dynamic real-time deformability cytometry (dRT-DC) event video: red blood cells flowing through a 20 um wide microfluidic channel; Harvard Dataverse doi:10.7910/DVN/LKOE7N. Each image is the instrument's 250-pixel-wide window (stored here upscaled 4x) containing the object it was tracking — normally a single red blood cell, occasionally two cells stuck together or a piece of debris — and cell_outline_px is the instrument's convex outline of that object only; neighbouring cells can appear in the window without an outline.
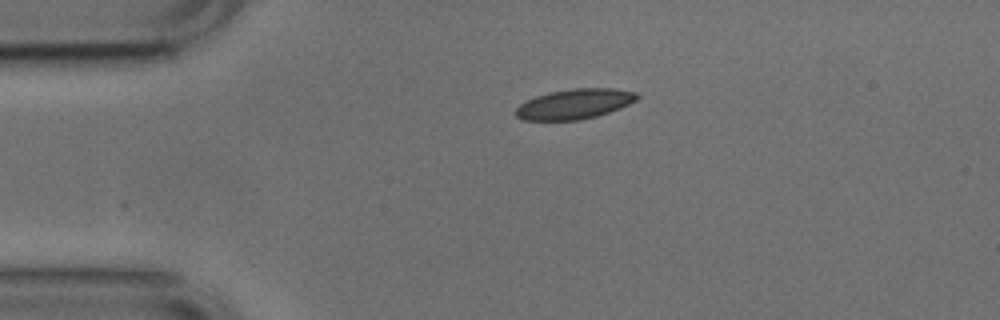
{"species": "common noctule bat (a hibernating species)", "species_latin": "Nyctalus noctula", "temperature_condition": "cold", "stored_images_in_passage": 43, "camera_frame_rate_fps": 3000, "um_per_image_px": 0.085, "animal": {"sex": "male", "body_mass_g": 17.9, "forearm_length_mm": 54.2}, "frame": {"image": 1, "passage_image": 1, "time_ms": 0.0, "image_size_px": [1000, 320], "cell_outline_px": [[640, 96], [636, 100], [620, 108], [596, 116], [580, 120], [524, 120], [516, 116], [516, 108], [520, 104], [536, 96], [552, 92], [572, 88], [612, 88], [636, 92]], "centroid_in_image_um": [48.85, 8.84], "position_along_channel_um": 36.1, "area_um2": 21.04}}
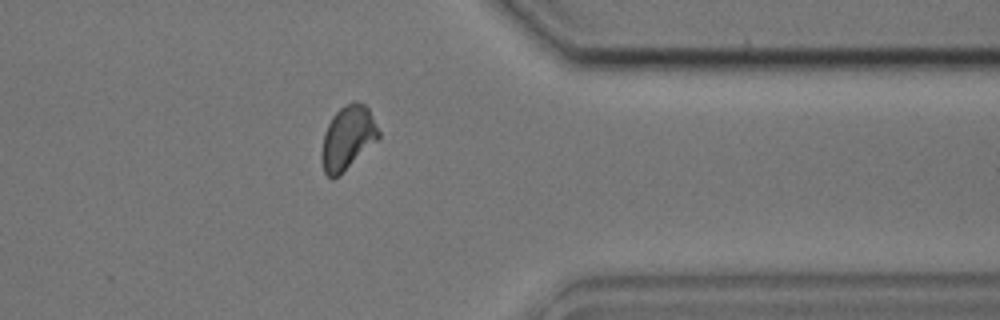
{"frame": {"image": 2, "passage_image": 32, "time_ms": 10.333, "image_size_px": [1000, 320], "cell_outline_px": [[380, 136], [376, 140], [332, 180], [324, 172], [320, 156], [324, 132], [332, 116], [344, 104], [352, 100], [356, 100], [364, 104], [368, 108], [380, 132]], "centroid_in_image_um": [29.52, 11.65], "position_along_channel_um": 381.9, "area_um2": 20.75}}
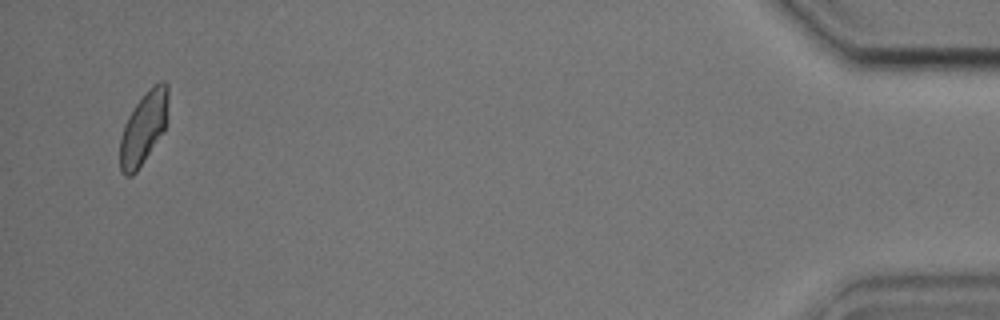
{"frame": {"image": 3, "passage_image": 41, "time_ms": 13.333, "image_size_px": [1000, 320], "cell_outline_px": [[168, 100], [164, 132], [136, 172], [132, 176], [124, 176], [120, 172], [120, 136], [124, 124], [128, 116], [136, 104], [148, 88], [160, 80], [164, 80], [168, 84]], "centroid_in_image_um": [12.2, 10.87], "position_along_channel_um": 423.0, "area_um2": 20.46}, "authors_computed_cell_mechanics": {"area_um2": 20.8658, "velocity_mm_per_s": 3.7632, "shape_relaxation_time_tau1_ms": 2.6949, "shape_relaxation_time_tau2_ms": 1.9927, "deformation_change_tau1": 0.0839, "deformation_change_tau2": 0.0598}}